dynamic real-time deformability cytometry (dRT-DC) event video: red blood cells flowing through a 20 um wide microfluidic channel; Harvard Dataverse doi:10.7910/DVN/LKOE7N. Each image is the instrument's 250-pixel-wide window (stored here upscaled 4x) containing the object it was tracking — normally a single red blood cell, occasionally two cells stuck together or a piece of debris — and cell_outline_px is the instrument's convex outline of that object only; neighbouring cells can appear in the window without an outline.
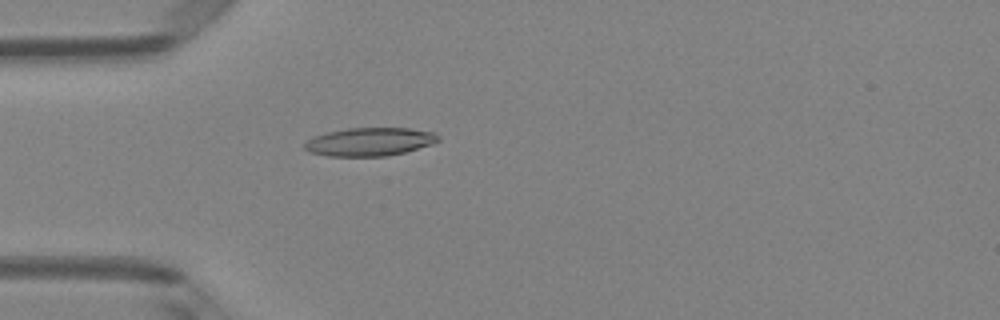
{"species": "Egyptian fruit bat (a non-hibernating species)", "species_latin": "Rousettus aegyptiacus", "temperature_condition": "room temperature", "stored_images_in_passage": 5, "camera_frame_rate_fps": 3000, "um_per_image_px": 0.085, "animal": {"sex": "female"}, "frame": {"image": 1, "passage_image": 5, "time_ms": 1.333, "image_size_px": [1000, 320], "cell_outline_px": [[440, 140], [432, 144], [404, 152], [388, 156], [328, 156], [308, 152], [304, 148], [304, 144], [308, 140], [316, 136], [328, 132], [348, 128], [408, 128], [436, 132], [440, 136]], "centroid_in_image_um": [31.45, 12.05], "position_along_channel_um": 53.5, "area_um2": 22.02}}